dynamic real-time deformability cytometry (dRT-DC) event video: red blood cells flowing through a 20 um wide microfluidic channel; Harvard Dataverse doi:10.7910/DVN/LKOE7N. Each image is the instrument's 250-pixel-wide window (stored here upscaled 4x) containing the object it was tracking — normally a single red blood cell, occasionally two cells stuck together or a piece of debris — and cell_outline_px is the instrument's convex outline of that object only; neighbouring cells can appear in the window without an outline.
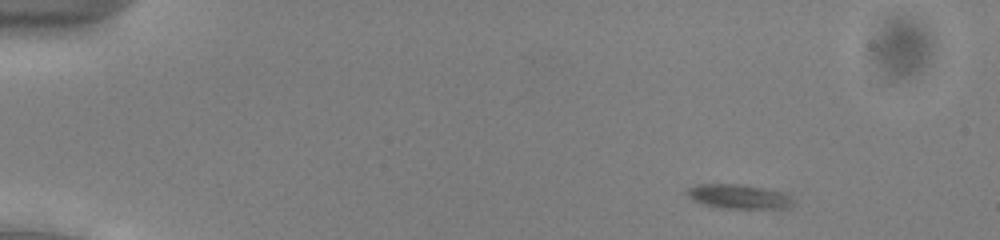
{"species": "common noctule bat (a hibernating species)", "species_latin": "Nyctalus noctula", "temperature_condition": "cold", "stored_images_in_passage": 49, "camera_frame_rate_fps": 3000, "um_per_image_px": 0.085, "animal": {"sex": "male", "body_mass_g": 13.0, "forearm_length_mm": 53.1}, "frame": {"image": 1, "passage_image": 2, "time_ms": 0.333, "image_size_px": [1000, 240], "cell_outline_px": [[796, 204], [788, 208], [720, 208], [704, 204], [688, 196], [684, 192], [688, 188], [700, 184], [740, 184], [764, 188], [780, 192], [788, 196]], "centroid_in_image_um": [62.79, 16.71], "position_along_channel_um": 22.2, "area_um2": 14.85}}
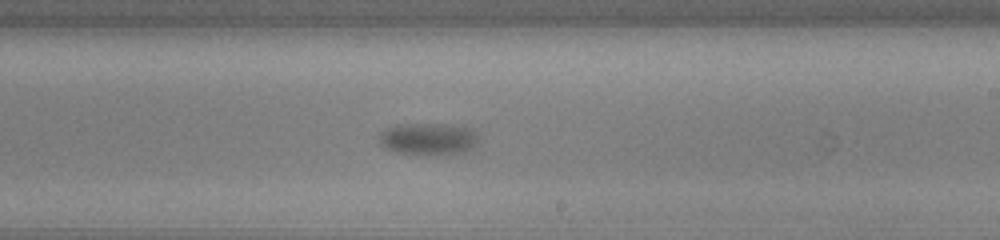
{"frame": {"image": 2, "passage_image": 28, "time_ms": 9.0, "image_size_px": [1000, 240], "cell_outline_px": [[480, 144], [468, 152], [456, 156], [424, 156], [396, 152], [384, 148], [380, 144], [380, 132], [384, 128], [396, 124], [464, 124], [472, 128], [480, 136]], "centroid_in_image_um": [36.54, 11.84], "position_along_channel_um": 252.5, "area_um2": 20.11}}
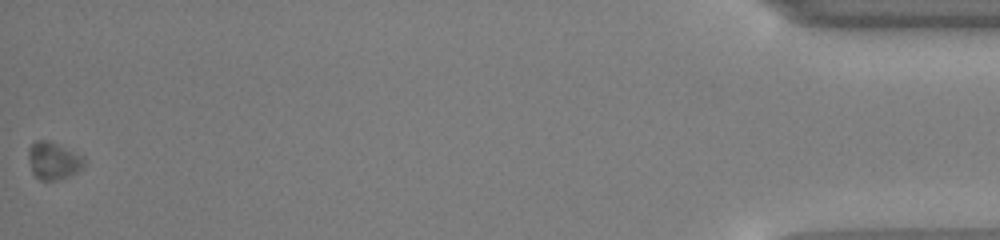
{"frame": {"image": 3, "passage_image": 49, "time_ms": 16.0, "image_size_px": [1000, 240], "cell_outline_px": [[84, 164], [76, 172], [56, 180], [40, 180], [32, 172], [28, 160], [28, 148], [36, 140], [44, 140], [56, 144], [84, 156]], "centroid_in_image_um": [4.5, 13.66], "position_along_channel_um": 430.7, "area_um2": 11.85}, "authors_computed_cell_mechanics": {"area_um2": 15.6638, "velocity_mm_per_s": 3.8393, "shape_relaxation_time_tau1_ms": 1.447, "shape_relaxation_time_tau2_ms": null, "deformation_change_tau1": 0.0982, "deformation_change_tau2": null}}